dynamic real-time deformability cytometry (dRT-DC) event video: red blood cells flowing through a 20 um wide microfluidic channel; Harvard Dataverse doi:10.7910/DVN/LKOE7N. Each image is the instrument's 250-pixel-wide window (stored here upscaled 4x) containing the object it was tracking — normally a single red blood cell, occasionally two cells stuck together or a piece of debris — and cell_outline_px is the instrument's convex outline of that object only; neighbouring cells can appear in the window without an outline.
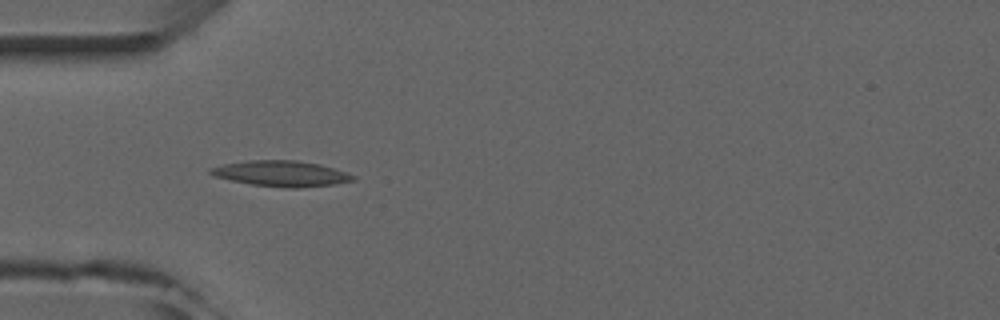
{"species": "common noctule bat (a hibernating species)", "species_latin": "Nyctalus noctula", "temperature_condition": "room temperature", "stored_images_in_passage": 6, "camera_frame_rate_fps": 3000, "um_per_image_px": 0.085, "animal": {"sex": "male", "forearm_length_mm": 52.5}, "frame": {"image": 1, "passage_image": 5, "time_ms": 4.667, "image_size_px": [1000, 320], "cell_outline_px": [[356, 180], [336, 184], [300, 188], [284, 188], [252, 184], [232, 180], [216, 176], [208, 172], [208, 168], [224, 164], [248, 160], [296, 160], [320, 164], [348, 172], [356, 176]], "centroid_in_image_um": [23.97, 14.75], "position_along_channel_um": 61.0, "area_um2": 21.44}}
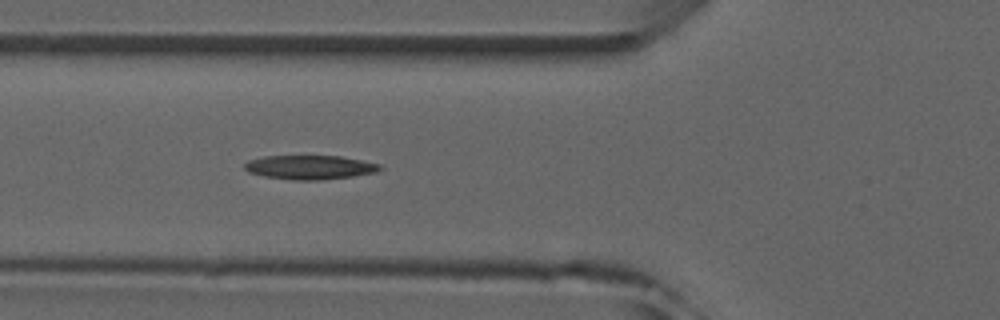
{"frame": {"image": 2, "passage_image": 6, "time_ms": 5.667, "image_size_px": [1000, 320], "cell_outline_px": [[384, 168], [376, 172], [352, 176], [320, 180], [296, 180], [264, 176], [248, 172], [244, 168], [244, 164], [248, 160], [264, 156], [340, 156], [380, 164]], "centroid_in_image_um": [26.33, 14.21], "position_along_channel_um": 99.5, "area_um2": 18.9}}